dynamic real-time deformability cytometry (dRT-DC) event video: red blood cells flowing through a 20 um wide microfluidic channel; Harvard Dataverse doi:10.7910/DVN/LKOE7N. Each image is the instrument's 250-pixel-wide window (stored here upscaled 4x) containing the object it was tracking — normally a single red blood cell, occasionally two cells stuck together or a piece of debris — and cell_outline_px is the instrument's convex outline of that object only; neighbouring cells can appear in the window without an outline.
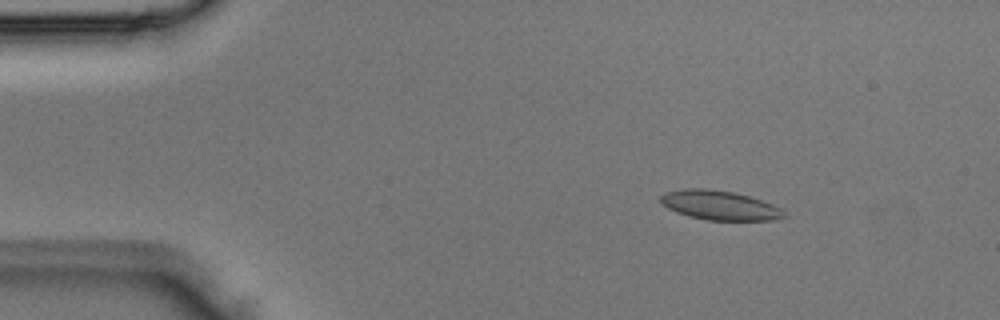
{"species": "Egyptian fruit bat (a non-hibernating species)", "species_latin": "Rousettus aegyptiacus", "temperature_condition": "room temperature", "stored_images_in_passage": 4, "camera_frame_rate_fps": 3000, "um_per_image_px": 0.085, "animal": {"sex": "male"}, "frame": {"image": 1, "passage_image": 2, "time_ms": 0.333, "image_size_px": [1000, 320], "cell_outline_px": [[788, 216], [776, 220], [708, 220], [688, 216], [676, 212], [668, 208], [660, 200], [660, 196], [664, 192], [684, 188], [704, 188], [736, 192], [772, 204], [780, 208]], "centroid_in_image_um": [61.17, 17.44], "position_along_channel_um": 23.8, "area_um2": 21.15}}
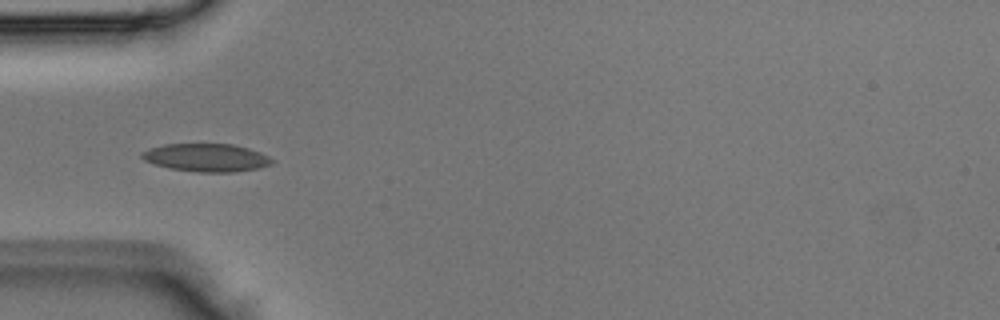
{"frame": {"image": 2, "passage_image": 4, "time_ms": 1.0, "image_size_px": [1000, 320], "cell_outline_px": [[276, 160], [272, 164], [256, 168], [232, 172], [200, 172], [172, 168], [156, 164], [144, 160], [140, 156], [140, 152], [148, 148], [164, 144], [232, 144], [248, 148], [260, 152]], "centroid_in_image_um": [17.54, 13.38], "position_along_channel_um": 67.5, "area_um2": 21.1}}